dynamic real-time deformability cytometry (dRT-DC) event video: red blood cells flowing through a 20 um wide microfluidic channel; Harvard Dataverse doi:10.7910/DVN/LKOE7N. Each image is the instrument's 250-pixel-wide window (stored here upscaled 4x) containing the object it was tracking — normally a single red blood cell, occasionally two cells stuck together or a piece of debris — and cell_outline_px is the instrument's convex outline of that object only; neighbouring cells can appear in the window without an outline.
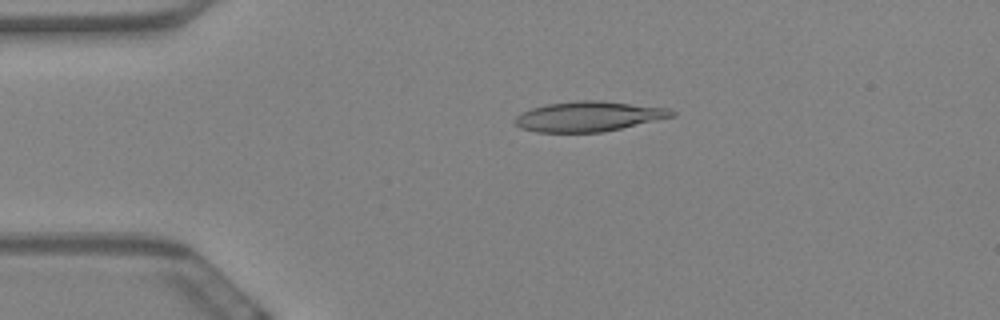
{"species": "Egyptian fruit bat (a non-hibernating species)", "species_latin": "Rousettus aegyptiacus", "temperature_condition": "warm", "stored_images_in_passage": 58, "camera_frame_rate_fps": 3000, "um_per_image_px": 0.085, "animal": {"sex": "female"}, "frame": {"image": 1, "passage_image": 12, "time_ms": 3.667, "image_size_px": [1000, 320], "cell_outline_px": [[676, 116], [620, 128], [600, 132], [536, 132], [520, 128], [512, 120], [520, 112], [532, 108], [548, 104], [576, 100], [600, 100], [668, 108], [676, 112]], "centroid_in_image_um": [50.01, 9.89], "position_along_channel_um": 35.0, "area_um2": 27.46}}
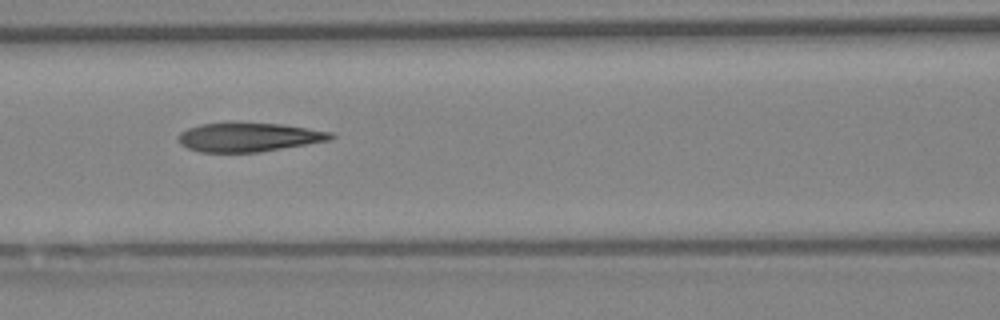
{"frame": {"image": 2, "passage_image": 25, "time_ms": 8.0, "image_size_px": [1000, 320], "cell_outline_px": [[336, 136], [332, 140], [260, 152], [200, 152], [188, 148], [180, 144], [176, 140], [176, 136], [180, 132], [188, 128], [200, 124], [280, 124], [332, 132]], "centroid_in_image_um": [21.13, 11.68], "position_along_channel_um": 145.5, "area_um2": 25.43}}
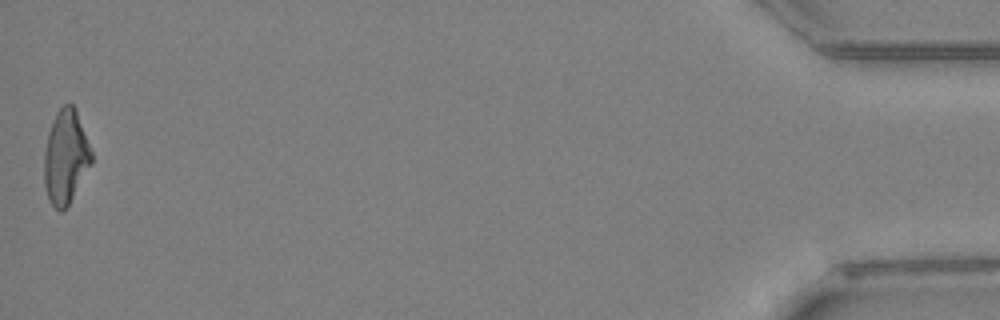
{"frame": {"image": 3, "passage_image": 58, "time_ms": 19.0, "image_size_px": [1000, 320], "cell_outline_px": [[92, 164], [68, 204], [60, 212], [48, 200], [44, 184], [44, 152], [48, 132], [52, 120], [56, 112], [64, 104], [72, 104], [76, 108], [92, 152]], "centroid_in_image_um": [5.57, 13.31], "position_along_channel_um": 429.6, "area_um2": 25.89}, "authors_computed_cell_mechanics": {"area_um2": 26.588, "velocity_mm_per_s": 3.4509, "shape_relaxation_time_tau1_ms": 9.9049, "shape_relaxation_time_tau2_ms": 2.97, "deformation_change_tau1": 0.2626, "deformation_change_tau2": 0.1377}}